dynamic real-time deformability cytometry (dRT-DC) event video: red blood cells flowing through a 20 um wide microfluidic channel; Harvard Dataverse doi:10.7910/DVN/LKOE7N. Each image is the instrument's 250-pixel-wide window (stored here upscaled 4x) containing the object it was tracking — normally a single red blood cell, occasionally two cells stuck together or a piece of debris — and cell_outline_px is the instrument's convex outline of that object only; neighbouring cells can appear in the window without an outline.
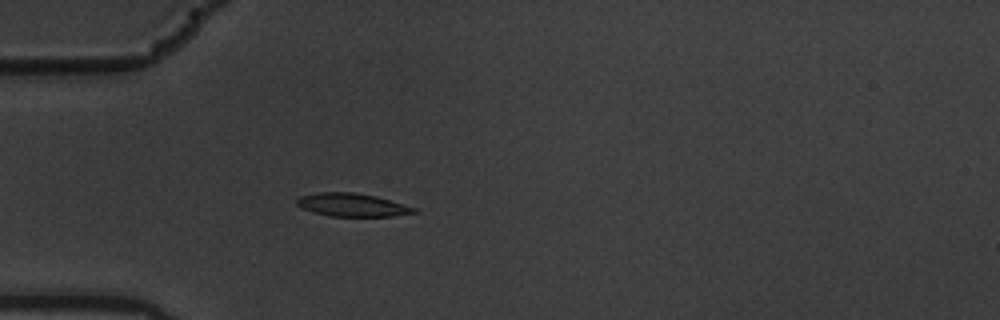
{"species": "common noctule bat (a hibernating species)", "species_latin": "Nyctalus noctula", "temperature_condition": "warm", "stored_images_in_passage": 6, "camera_frame_rate_fps": 3000, "um_per_image_px": 0.085, "animal": {"sex": "male", "body_mass_g": 19.5, "forearm_length_mm": 54.6}, "frame": {"image": 1, "passage_image": 6, "time_ms": 1.667, "image_size_px": [1000, 320], "cell_outline_px": [[420, 212], [392, 216], [328, 216], [312, 212], [300, 208], [296, 204], [296, 200], [300, 196], [320, 192], [352, 192], [376, 196], [416, 208]], "centroid_in_image_um": [29.9, 17.42], "position_along_channel_um": 55.1, "area_um2": 15.84}}